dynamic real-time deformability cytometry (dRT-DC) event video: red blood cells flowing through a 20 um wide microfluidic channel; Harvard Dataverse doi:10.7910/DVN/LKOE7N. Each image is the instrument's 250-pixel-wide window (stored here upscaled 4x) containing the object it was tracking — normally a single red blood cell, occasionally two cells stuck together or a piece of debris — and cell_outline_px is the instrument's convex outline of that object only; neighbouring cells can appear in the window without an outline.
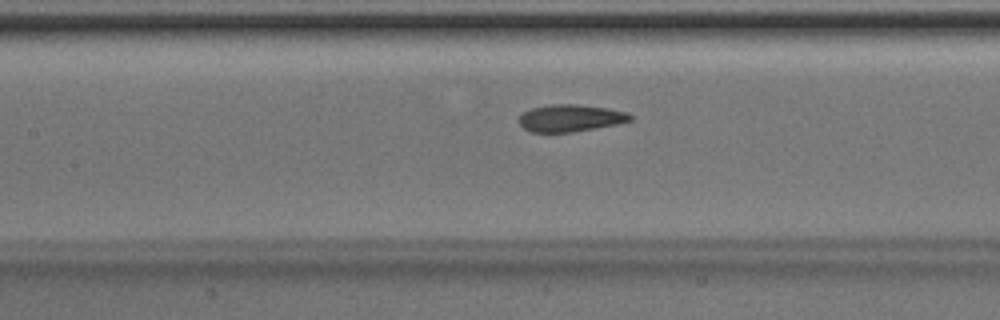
{"species": "Egyptian fruit bat (a non-hibernating species)", "species_latin": "Rousettus aegyptiacus", "temperature_condition": "room temperature", "stored_images_in_passage": 32, "camera_frame_rate_fps": 3000, "um_per_image_px": 0.085, "animal": {"sex": "male"}, "frame": {"image": 1, "passage_image": 8, "time_ms": 2.333, "image_size_px": [1000, 320], "cell_outline_px": [[632, 120], [616, 124], [572, 132], [532, 132], [524, 128], [516, 120], [524, 112], [532, 108], [552, 104], [576, 104], [608, 108], [628, 112], [632, 116]], "centroid_in_image_um": [48.48, 10.03], "position_along_channel_um": 158.9, "area_um2": 17.51}}
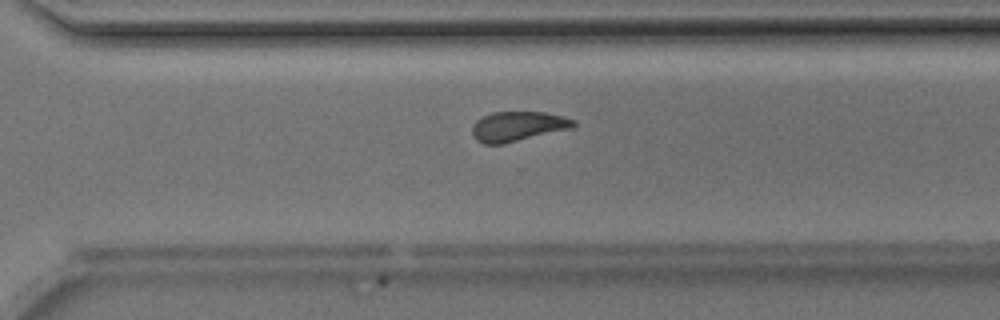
{"frame": {"image": 2, "passage_image": 20, "time_ms": 6.333, "image_size_px": [1000, 320], "cell_outline_px": [[576, 124], [572, 128], [504, 144], [484, 144], [476, 140], [472, 136], [472, 124], [476, 120], [492, 112], [544, 112], [564, 116], [576, 120]], "centroid_in_image_um": [44.01, 10.74], "position_along_channel_um": 326.6, "area_um2": 17.74}}
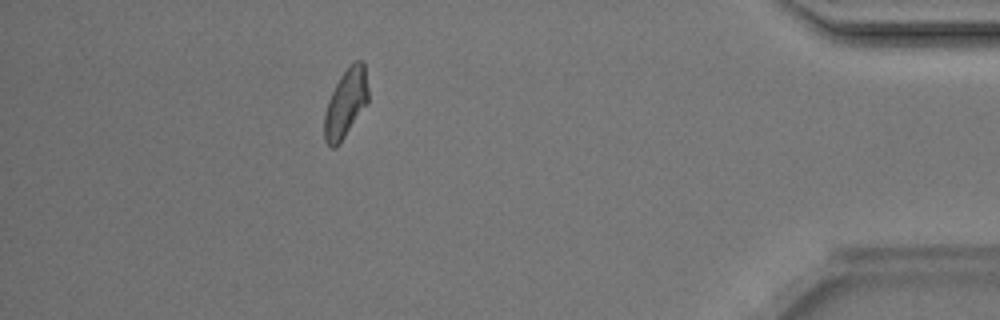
{"frame": {"image": 3, "passage_image": 29, "time_ms": 9.333, "image_size_px": [1000, 320], "cell_outline_px": [[368, 100], [344, 136], [332, 148], [324, 140], [324, 116], [328, 100], [340, 76], [356, 60], [364, 60], [368, 88]], "centroid_in_image_um": [29.38, 8.72], "position_along_channel_um": 405.8, "area_um2": 16.88}, "authors_computed_cell_mechanics": {"area_um2": 18.0914, "velocity_mm_per_s": 4.2159, "shape_relaxation_time_tau1_ms": 2.3159, "shape_relaxation_time_tau2_ms": 1.601, "deformation_change_tau1": 0.1159, "deformation_change_tau2": 0.0838}}